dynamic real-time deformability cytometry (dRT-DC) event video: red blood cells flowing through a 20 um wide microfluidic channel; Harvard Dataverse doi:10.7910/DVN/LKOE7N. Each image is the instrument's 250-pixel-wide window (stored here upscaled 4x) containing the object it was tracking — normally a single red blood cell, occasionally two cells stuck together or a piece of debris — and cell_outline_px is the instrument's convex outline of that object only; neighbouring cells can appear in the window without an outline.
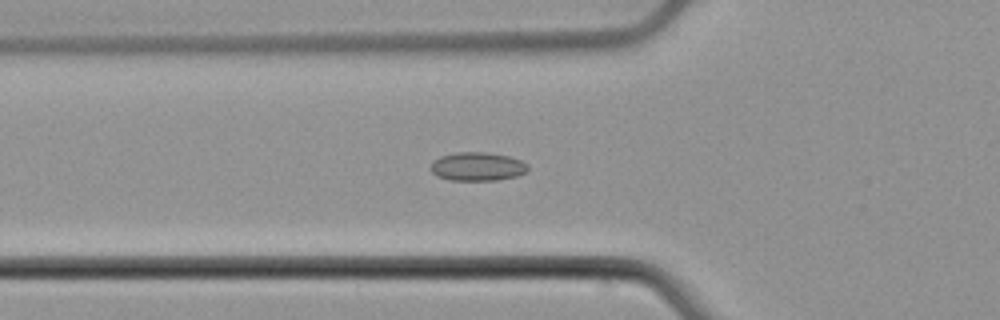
{"species": "common noctule bat (a hibernating species)", "species_latin": "Nyctalus noctula", "temperature_condition": "cold", "stored_images_in_passage": 45, "camera_frame_rate_fps": 3000, "um_per_image_px": 0.085, "animal": {"sex": "male", "body_mass_g": 21.5, "forearm_length_mm": 52.0}, "frame": {"image": 1, "passage_image": 14, "time_ms": 4.333, "image_size_px": [1000, 320], "cell_outline_px": [[528, 168], [524, 172], [516, 176], [496, 180], [452, 180], [436, 176], [428, 168], [440, 156], [456, 152], [488, 152], [508, 156], [520, 160], [528, 164]], "centroid_in_image_um": [40.56, 14.15], "position_along_channel_um": 85.2, "area_um2": 16.13}}
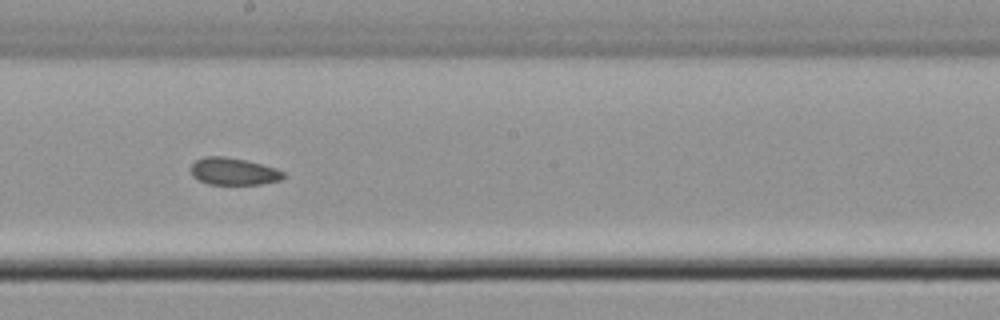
{"frame": {"image": 2, "passage_image": 25, "time_ms": 8.0, "image_size_px": [1000, 320], "cell_outline_px": [[284, 176], [280, 180], [260, 184], [208, 184], [192, 176], [192, 164], [196, 160], [204, 156], [224, 156], [244, 160], [276, 168], [284, 172]], "centroid_in_image_um": [19.84, 14.57], "position_along_channel_um": 228.4, "area_um2": 14.45}}
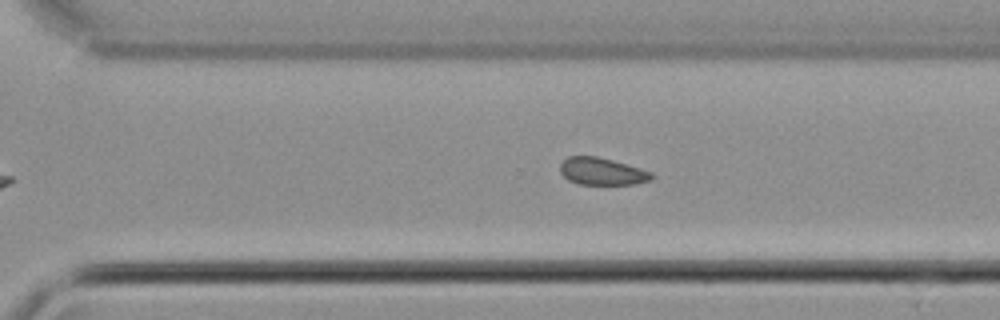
{"frame": {"image": 3, "passage_image": 32, "time_ms": 10.333, "image_size_px": [1000, 320], "cell_outline_px": [[652, 180], [636, 184], [580, 184], [568, 180], [560, 172], [560, 164], [568, 156], [596, 156], [612, 160], [652, 172]], "centroid_in_image_um": [51.15, 14.57], "position_along_channel_um": 319.4, "area_um2": 14.39}}